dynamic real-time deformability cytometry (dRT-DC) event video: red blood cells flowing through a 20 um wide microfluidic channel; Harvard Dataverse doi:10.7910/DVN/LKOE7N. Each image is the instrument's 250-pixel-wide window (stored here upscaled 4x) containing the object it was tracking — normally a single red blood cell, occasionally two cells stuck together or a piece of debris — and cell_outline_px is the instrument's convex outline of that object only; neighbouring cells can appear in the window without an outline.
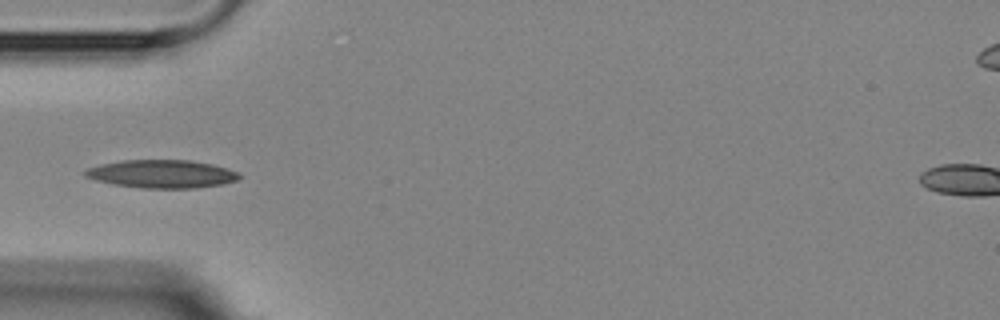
{"species": "Egyptian fruit bat (a non-hibernating species)", "species_latin": "Rousettus aegyptiacus", "temperature_condition": "room temperature", "stored_images_in_passage": 6, "camera_frame_rate_fps": 3000, "um_per_image_px": 0.085, "animal": {"sex": "female"}, "frame": {"image": 1, "passage_image": 5, "time_ms": 4.667, "image_size_px": [1000, 320], "cell_outline_px": [[240, 176], [236, 180], [224, 184], [196, 188], [140, 188], [112, 184], [96, 180], [84, 176], [84, 168], [100, 164], [124, 160], [188, 160], [212, 164], [228, 168], [236, 172]], "centroid_in_image_um": [13.71, 14.78], "position_along_channel_um": 71.3, "area_um2": 25.32}}
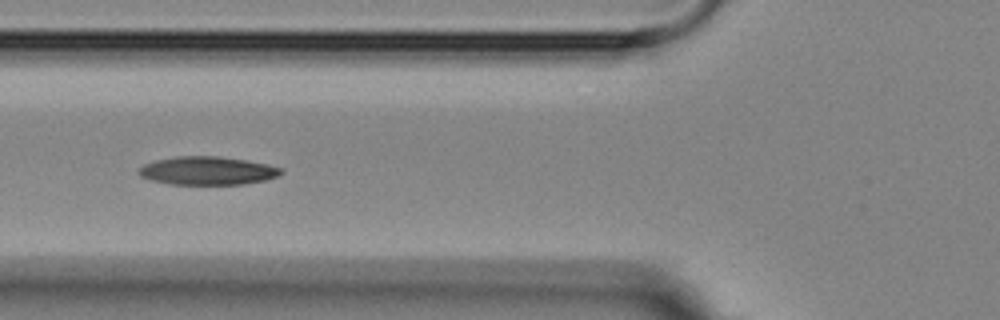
{"frame": {"image": 2, "passage_image": 6, "time_ms": 5.667, "image_size_px": [1000, 320], "cell_outline_px": [[284, 172], [276, 176], [264, 180], [244, 184], [172, 184], [152, 180], [140, 176], [136, 172], [144, 164], [156, 160], [176, 156], [216, 156], [248, 160], [268, 164], [284, 168]], "centroid_in_image_um": [17.65, 14.5], "position_along_channel_um": 108.1, "area_um2": 23.47}}